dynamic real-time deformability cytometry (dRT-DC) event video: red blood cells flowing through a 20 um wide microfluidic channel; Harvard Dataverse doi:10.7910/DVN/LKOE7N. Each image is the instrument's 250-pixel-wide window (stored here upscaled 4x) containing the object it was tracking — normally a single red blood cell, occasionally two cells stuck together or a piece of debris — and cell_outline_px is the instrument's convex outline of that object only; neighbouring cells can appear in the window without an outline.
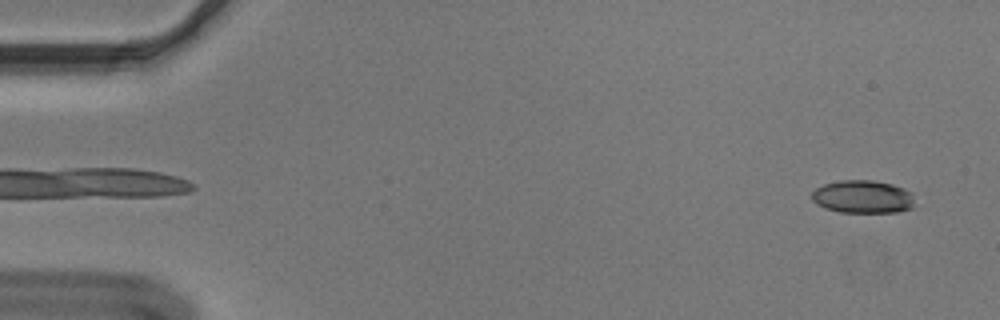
{"species": "Egyptian fruit bat (a non-hibernating species)", "species_latin": "Rousettus aegyptiacus", "temperature_condition": "cold", "stored_images_in_passage": 55, "segment_of_instrument_passage": [1, 2], "camera_frame_rate_fps": 3000, "um_per_image_px": 0.085, "animal": {"sex": "male"}, "frame": {"image": 1, "passage_image": 3, "time_ms": 0.667, "image_size_px": [1000, 320], "cell_outline_px": [[912, 208], [896, 212], [840, 212], [824, 208], [816, 204], [812, 200], [812, 192], [816, 188], [824, 184], [840, 180], [872, 180], [892, 184], [904, 188], [912, 192]], "centroid_in_image_um": [73.31, 16.72], "position_along_channel_um": 11.7, "area_um2": 19.77}}
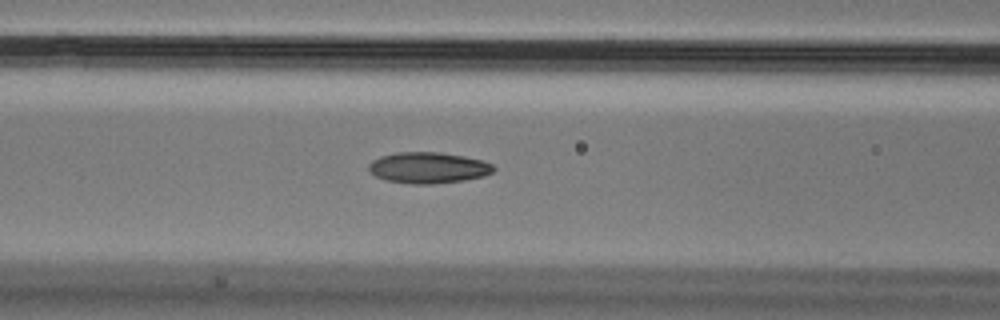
{"frame": {"image": 2, "passage_image": 23, "time_ms": 7.333, "image_size_px": [1000, 320], "cell_outline_px": [[496, 168], [492, 172], [484, 176], [464, 180], [432, 184], [412, 184], [388, 180], [376, 176], [368, 172], [368, 164], [372, 160], [380, 156], [396, 152], [440, 152], [464, 156], [484, 160], [492, 164]], "centroid_in_image_um": [36.4, 14.25], "position_along_channel_um": 130.2, "area_um2": 22.77}}
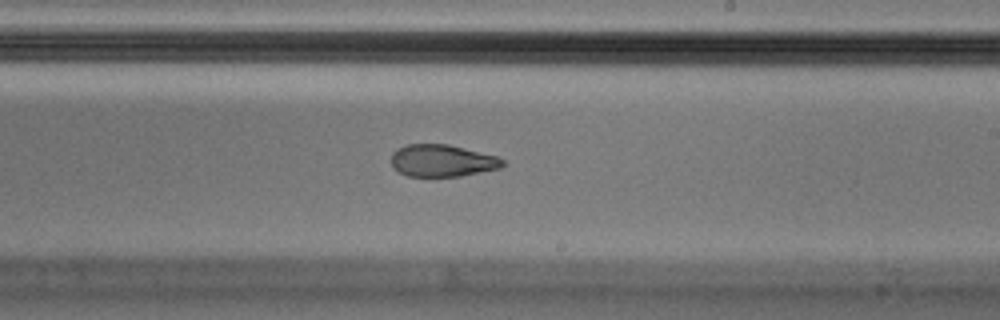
{"frame": {"image": 3, "passage_image": 33, "time_ms": 10.667, "image_size_px": [1000, 320], "cell_outline_px": [[504, 164], [500, 168], [460, 176], [408, 176], [392, 168], [392, 152], [396, 148], [408, 144], [448, 144], [496, 156], [504, 160]], "centroid_in_image_um": [37.56, 13.65], "position_along_channel_um": 251.4, "area_um2": 20.75}}